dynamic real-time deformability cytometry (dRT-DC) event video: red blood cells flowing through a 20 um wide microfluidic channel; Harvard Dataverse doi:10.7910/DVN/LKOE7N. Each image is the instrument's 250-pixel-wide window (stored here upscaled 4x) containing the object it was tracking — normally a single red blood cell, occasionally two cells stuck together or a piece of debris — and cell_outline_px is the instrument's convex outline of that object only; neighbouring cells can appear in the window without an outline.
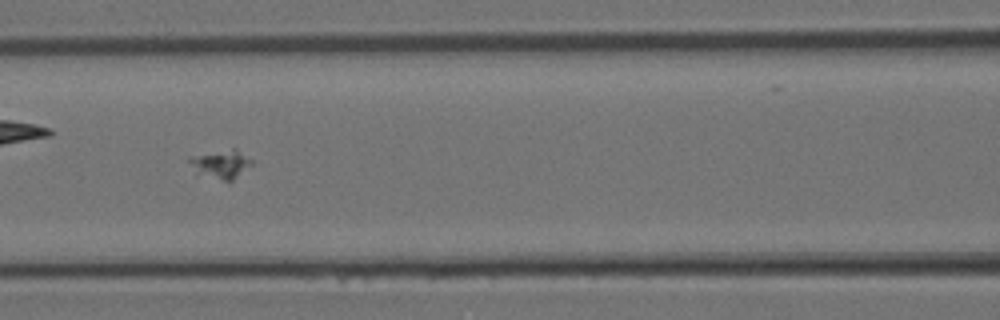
{"species": "Egyptian fruit bat (a non-hibernating species)", "species_latin": "Rousettus aegyptiacus", "temperature_condition": "room temperature", "stored_images_in_passage": 32, "camera_frame_rate_fps": 3000, "um_per_image_px": 0.085, "animal": {"sex": "female"}, "frame": {"image": 1, "passage_image": 13, "time_ms": 4.0, "image_size_px": [1000, 320], "cell_outline_px": [[252, 164], [228, 184], [196, 172], [188, 160], [188, 156], [232, 148], [236, 148], [252, 160]], "centroid_in_image_um": [18.78, 13.96], "position_along_channel_um": 147.8, "area_um2": 10.52}}